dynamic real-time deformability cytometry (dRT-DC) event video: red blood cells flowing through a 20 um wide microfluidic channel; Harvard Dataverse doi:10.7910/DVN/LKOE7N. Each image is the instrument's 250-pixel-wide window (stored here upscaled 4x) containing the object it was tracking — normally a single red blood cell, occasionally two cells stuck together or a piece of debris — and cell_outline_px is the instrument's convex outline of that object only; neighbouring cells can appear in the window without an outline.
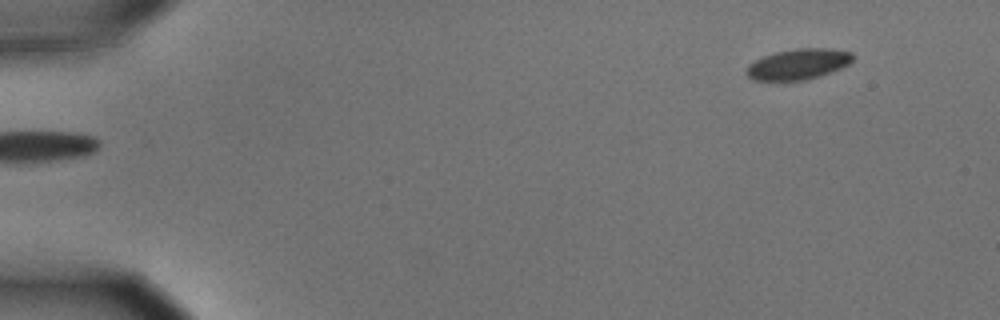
{"species": "common noctule bat (a hibernating species)", "species_latin": "Nyctalus noctula", "temperature_condition": "cold", "stored_images_in_passage": 4, "camera_frame_rate_fps": 3000, "um_per_image_px": 0.085, "animal": {"sex": "male", "body_mass_g": 15.6}, "frame": {"image": 1, "passage_image": 1, "time_ms": 0.0, "image_size_px": [1000, 320], "cell_outline_px": [[856, 56], [848, 64], [832, 72], [820, 76], [804, 80], [752, 80], [744, 72], [748, 64], [764, 56], [776, 52], [796, 48], [828, 48], [852, 52]], "centroid_in_image_um": [67.86, 5.45], "position_along_channel_um": 17.1, "area_um2": 19.07}}